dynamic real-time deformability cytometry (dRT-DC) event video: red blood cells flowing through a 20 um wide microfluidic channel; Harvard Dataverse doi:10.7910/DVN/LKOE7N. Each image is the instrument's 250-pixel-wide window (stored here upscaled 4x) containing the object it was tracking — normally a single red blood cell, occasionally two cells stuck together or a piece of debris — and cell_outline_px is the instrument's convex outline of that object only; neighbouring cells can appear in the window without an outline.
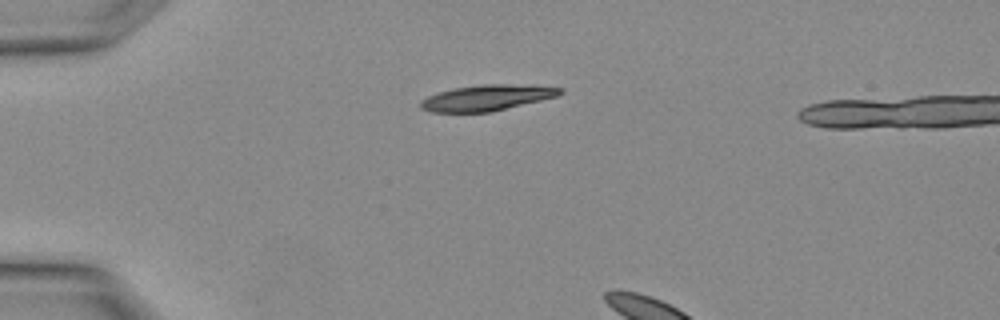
{"species": "Egyptian fruit bat (a non-hibernating species)", "species_latin": "Rousettus aegyptiacus", "temperature_condition": "warm", "stored_images_in_passage": 5, "camera_frame_rate_fps": 3000, "um_per_image_px": 0.085, "animal": {"sex": "female"}, "frame": {"image": 1, "passage_image": 2, "time_ms": 0.333, "image_size_px": [1000, 320], "cell_outline_px": [[564, 92], [556, 96], [492, 112], [432, 112], [420, 108], [420, 100], [428, 96], [440, 92], [456, 88], [480, 84], [508, 84], [564, 88]], "centroid_in_image_um": [41.35, 8.31], "position_along_channel_um": 43.6, "area_um2": 20.69}}